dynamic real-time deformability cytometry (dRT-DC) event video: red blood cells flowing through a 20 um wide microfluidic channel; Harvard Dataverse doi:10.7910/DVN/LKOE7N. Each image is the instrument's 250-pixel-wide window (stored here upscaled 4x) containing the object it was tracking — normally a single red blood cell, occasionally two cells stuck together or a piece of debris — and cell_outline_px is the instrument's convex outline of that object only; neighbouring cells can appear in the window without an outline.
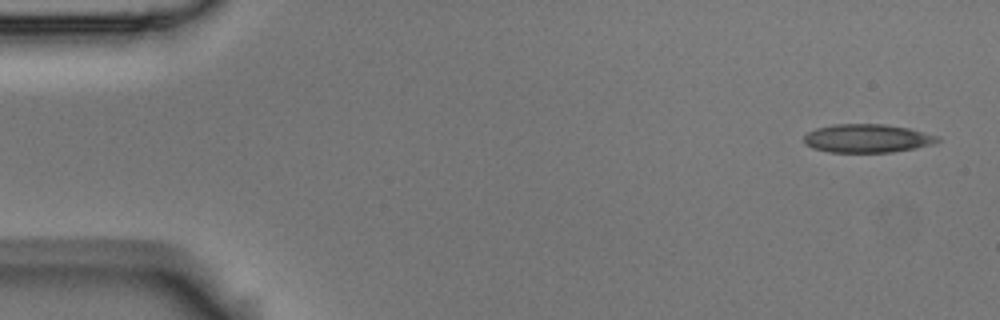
{"species": "Egyptian fruit bat (a non-hibernating species)", "species_latin": "Rousettus aegyptiacus", "temperature_condition": "room temperature", "stored_images_in_passage": 6, "camera_frame_rate_fps": 3000, "um_per_image_px": 0.085, "animal": {"sex": "male"}, "frame": {"image": 1, "passage_image": 1, "time_ms": 0.0, "image_size_px": [1000, 320], "cell_outline_px": [[940, 140], [932, 144], [916, 148], [892, 152], [828, 152], [812, 148], [804, 140], [804, 136], [808, 132], [816, 128], [832, 124], [884, 124], [908, 128], [940, 136]], "centroid_in_image_um": [73.73, 11.76], "position_along_channel_um": 11.3, "area_um2": 22.14}}
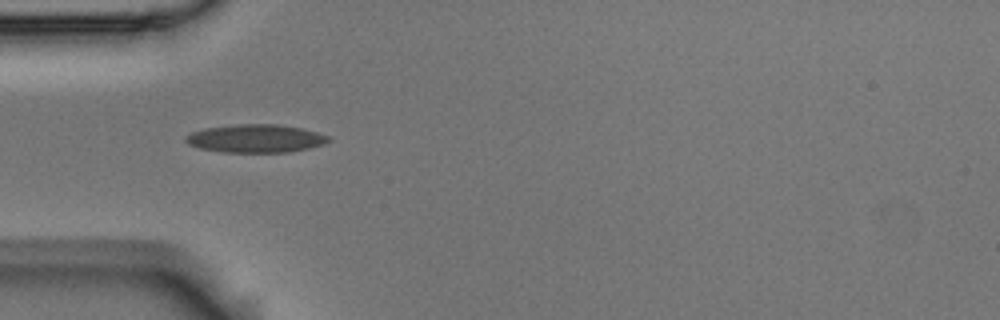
{"frame": {"image": 2, "passage_image": 5, "time_ms": 1.333, "image_size_px": [1000, 320], "cell_outline_px": [[332, 140], [324, 144], [308, 148], [288, 152], [224, 152], [200, 148], [188, 144], [184, 140], [184, 136], [192, 132], [204, 128], [240, 124], [276, 124], [300, 128], [316, 132], [328, 136]], "centroid_in_image_um": [21.71, 11.77], "position_along_channel_um": 63.3, "area_um2": 23.29}}
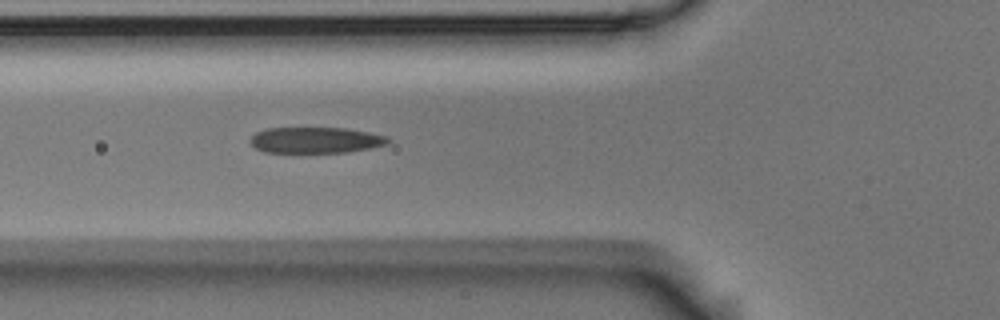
{"frame": {"image": 3, "passage_image": 6, "time_ms": 1.667, "image_size_px": [1000, 320], "cell_outline_px": [[392, 140], [388, 144], [348, 152], [264, 152], [256, 148], [248, 140], [256, 132], [264, 128], [348, 128], [388, 136]], "centroid_in_image_um": [26.84, 11.9], "position_along_channel_um": 99.0, "area_um2": 20.92}}